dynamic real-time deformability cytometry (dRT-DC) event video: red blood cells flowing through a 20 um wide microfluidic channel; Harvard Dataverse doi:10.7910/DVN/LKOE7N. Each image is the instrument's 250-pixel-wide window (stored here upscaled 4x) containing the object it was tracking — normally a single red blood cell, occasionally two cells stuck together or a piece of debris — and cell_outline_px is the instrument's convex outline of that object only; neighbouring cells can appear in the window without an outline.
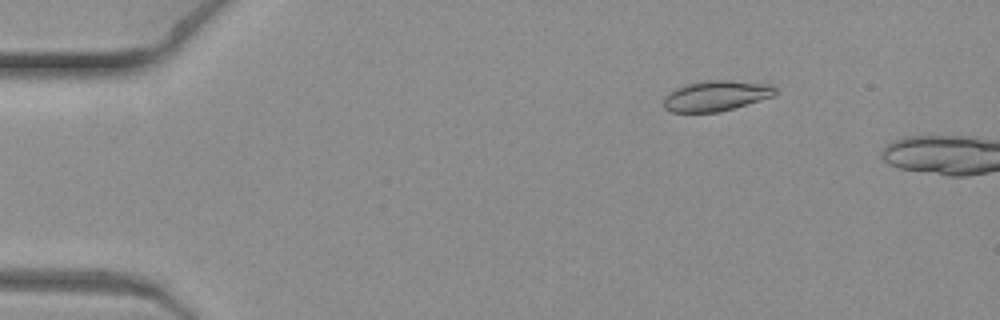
{"species": "common noctule bat (a hibernating species)", "species_latin": "Nyctalus noctula", "temperature_condition": "warm", "stored_images_in_passage": 4, "camera_frame_rate_fps": 3000, "um_per_image_px": 0.085, "animal": {"sex": "female", "body_mass_g": 19.3, "forearm_length_mm": 54.1}, "frame": {"image": 1, "passage_image": 3, "time_ms": 0.667, "image_size_px": [1000, 320], "cell_outline_px": [[776, 92], [772, 96], [720, 112], [672, 112], [664, 108], [664, 96], [668, 92], [684, 84], [708, 80], [732, 80], [772, 84], [776, 88]], "centroid_in_image_um": [60.84, 8.13], "position_along_channel_um": 24.2, "area_um2": 19.83}}